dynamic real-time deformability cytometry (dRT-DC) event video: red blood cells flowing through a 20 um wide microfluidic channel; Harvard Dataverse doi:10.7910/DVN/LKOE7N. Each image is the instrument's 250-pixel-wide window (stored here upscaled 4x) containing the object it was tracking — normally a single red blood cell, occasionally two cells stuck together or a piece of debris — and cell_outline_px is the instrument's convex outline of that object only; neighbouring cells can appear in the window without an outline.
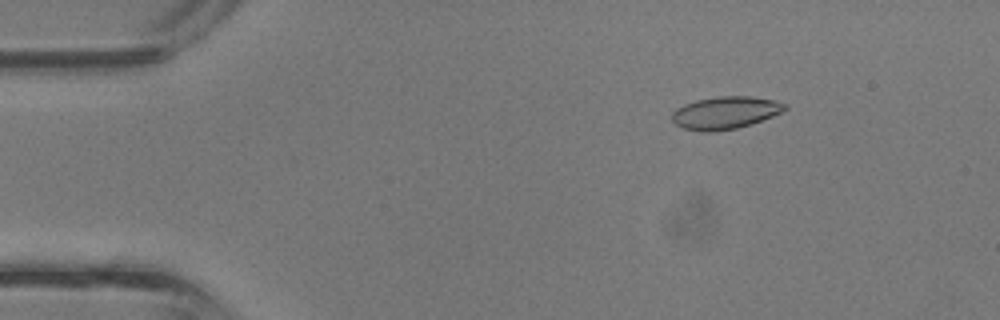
{"species": "common noctule bat (a hibernating species)", "species_latin": "Nyctalus noctula", "temperature_condition": "room temperature", "stored_images_in_passage": 34, "camera_frame_rate_fps": 3000, "um_per_image_px": 0.085, "animal": {"sex": "male", "body_mass_g": 13.3}, "frame": {"image": 1, "passage_image": 2, "time_ms": 0.333, "image_size_px": [1000, 320], "cell_outline_px": [[788, 108], [772, 116], [736, 128], [716, 132], [700, 132], [684, 128], [676, 124], [672, 120], [672, 112], [676, 108], [684, 104], [696, 100], [720, 96], [748, 96], [776, 100], [788, 104]], "centroid_in_image_um": [61.63, 9.58], "position_along_channel_um": 23.4, "area_um2": 21.33}}
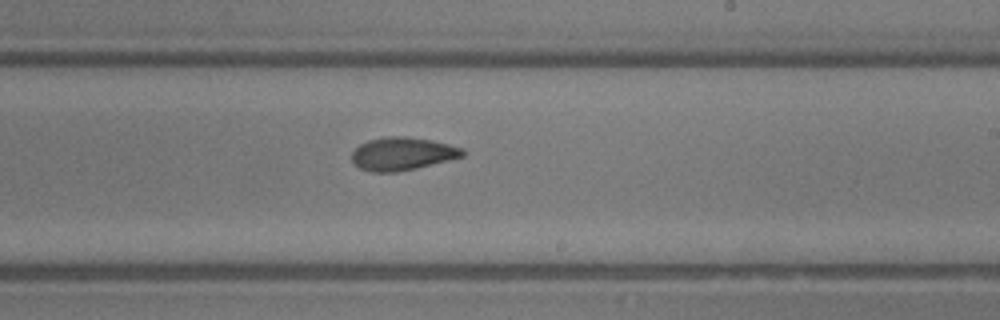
{"frame": {"image": 2, "passage_image": 19, "time_ms": 6.0, "image_size_px": [1000, 320], "cell_outline_px": [[464, 156], [416, 168], [396, 172], [372, 172], [360, 168], [352, 160], [352, 152], [360, 144], [368, 140], [388, 136], [404, 136], [432, 140], [464, 148]], "centroid_in_image_um": [34.2, 13.06], "position_along_channel_um": 254.8, "area_um2": 21.15}}
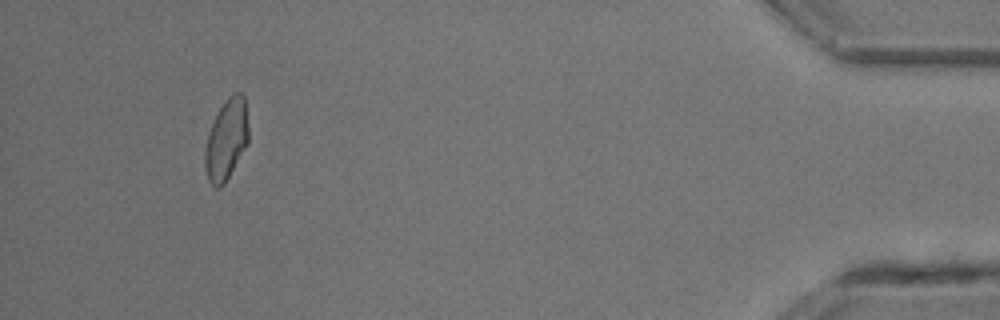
{"frame": {"image": 3, "passage_image": 32, "time_ms": 10.333, "image_size_px": [1000, 320], "cell_outline_px": [[248, 144], [224, 184], [220, 188], [216, 188], [208, 180], [204, 164], [204, 152], [208, 132], [220, 108], [228, 96], [236, 92], [240, 92], [244, 96], [248, 124]], "centroid_in_image_um": [19.24, 11.88], "position_along_channel_um": 416.0, "area_um2": 20.46}}